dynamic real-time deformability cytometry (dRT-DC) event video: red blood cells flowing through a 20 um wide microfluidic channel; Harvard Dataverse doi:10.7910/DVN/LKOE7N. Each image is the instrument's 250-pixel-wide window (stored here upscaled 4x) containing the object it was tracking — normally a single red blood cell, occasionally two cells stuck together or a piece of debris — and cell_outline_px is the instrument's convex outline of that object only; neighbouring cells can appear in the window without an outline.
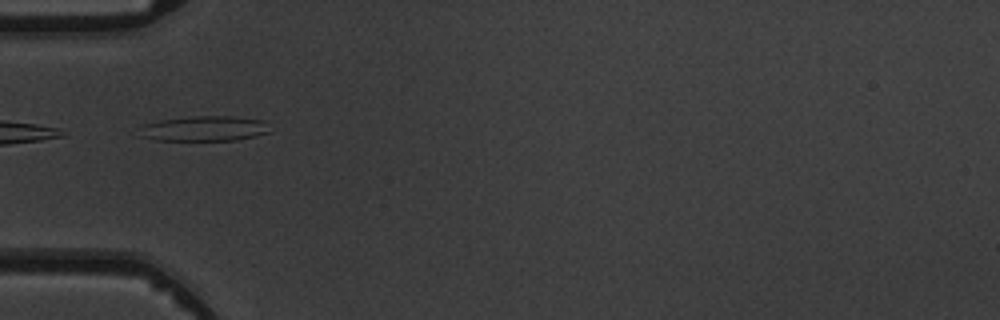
{"species": "common noctule bat (a hibernating species)", "species_latin": "Nyctalus noctula", "temperature_condition": "warm", "stored_images_in_passage": 4, "camera_frame_rate_fps": 3000, "um_per_image_px": 0.085, "animal": {"sex": "male", "body_mass_g": 19.5, "forearm_length_mm": 54.6}, "frame": {"image": 1, "passage_image": 1, "time_ms": 0.0, "image_size_px": [1000, 320], "cell_outline_px": [[268, 132], [256, 136], [236, 140], [156, 140], [140, 136], [140, 124], [160, 120], [192, 116], [232, 116], [264, 120]], "centroid_in_image_um": [17.31, 10.92], "position_along_channel_um": 67.7, "area_um2": 19.07}}
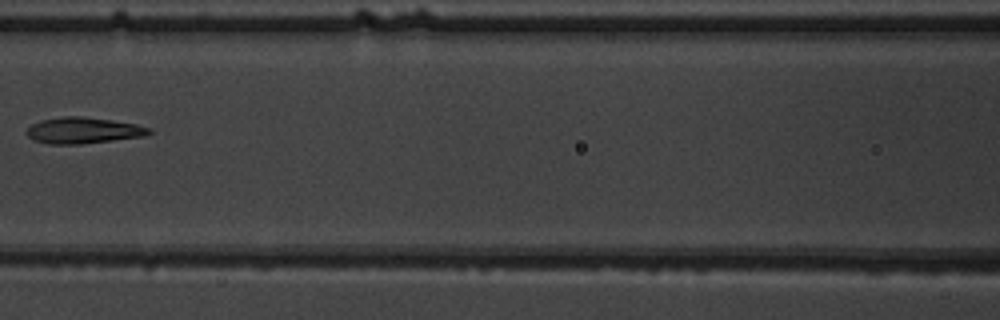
{"frame": {"image": 2, "passage_image": 3, "time_ms": 2.333, "image_size_px": [1000, 320], "cell_outline_px": [[152, 132], [144, 136], [80, 144], [48, 144], [32, 140], [24, 132], [32, 124], [40, 120], [64, 116], [84, 116], [112, 120], [136, 124], [152, 128]], "centroid_in_image_um": [7.05, 11.08], "position_along_channel_um": 159.6, "area_um2": 18.79}}
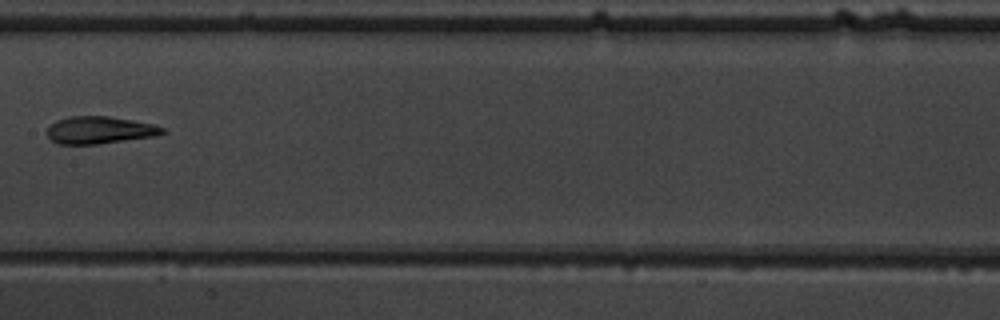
{"frame": {"image": 3, "passage_image": 4, "time_ms": 3.333, "image_size_px": [1000, 320], "cell_outline_px": [[168, 132], [156, 136], [96, 144], [56, 144], [48, 136], [48, 128], [56, 120], [72, 116], [108, 116], [132, 120], [152, 124], [164, 128]], "centroid_in_image_um": [8.49, 11.06], "position_along_channel_um": 198.9, "area_um2": 18.26}}